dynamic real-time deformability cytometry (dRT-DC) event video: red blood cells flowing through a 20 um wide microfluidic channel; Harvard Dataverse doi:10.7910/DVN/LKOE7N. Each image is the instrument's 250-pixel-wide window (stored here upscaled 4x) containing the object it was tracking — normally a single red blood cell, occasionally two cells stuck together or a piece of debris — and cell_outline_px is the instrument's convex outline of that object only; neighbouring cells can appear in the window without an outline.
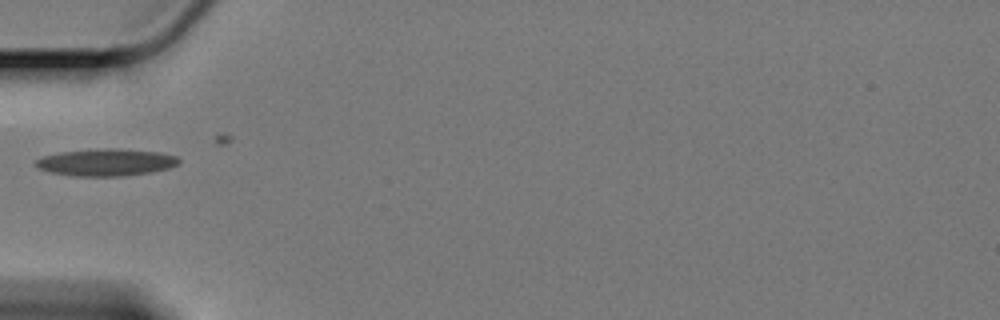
{"species": "Egyptian fruit bat (a non-hibernating species)", "species_latin": "Rousettus aegyptiacus", "temperature_condition": "cold", "stored_images_in_passage": 14, "camera_frame_rate_fps": 3000, "um_per_image_px": 0.085, "animal": {"sex": "female"}, "frame": {"image": 1, "passage_image": 1, "time_ms": 0.0, "image_size_px": [1000, 320], "cell_outline_px": [[180, 164], [168, 168], [152, 172], [124, 176], [76, 176], [52, 172], [36, 168], [32, 164], [36, 160], [44, 156], [60, 152], [96, 148], [116, 148], [160, 152], [176, 156], [180, 160]], "centroid_in_image_um": [9.02, 13.79], "position_along_channel_um": 76.0, "area_um2": 22.83}}
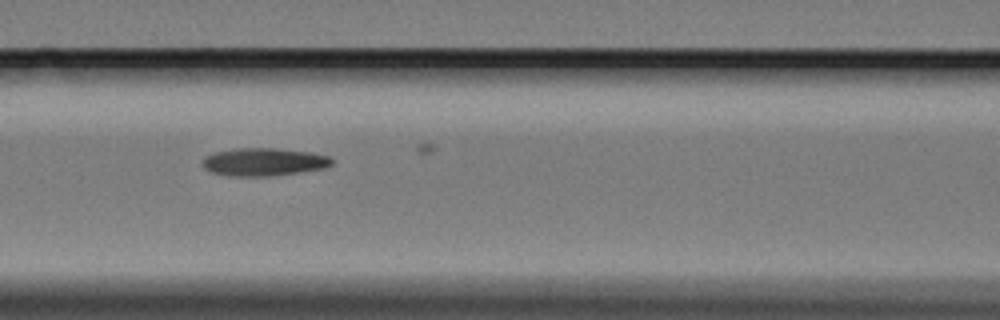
{"frame": {"image": 2, "passage_image": 7, "time_ms": 2.0, "image_size_px": [1000, 320], "cell_outline_px": [[332, 164], [324, 168], [300, 172], [268, 176], [232, 176], [212, 172], [204, 168], [204, 156], [216, 152], [236, 148], [276, 148], [308, 152], [328, 156], [332, 160]], "centroid_in_image_um": [22.42, 13.76], "position_along_channel_um": 144.2, "area_um2": 20.75}}
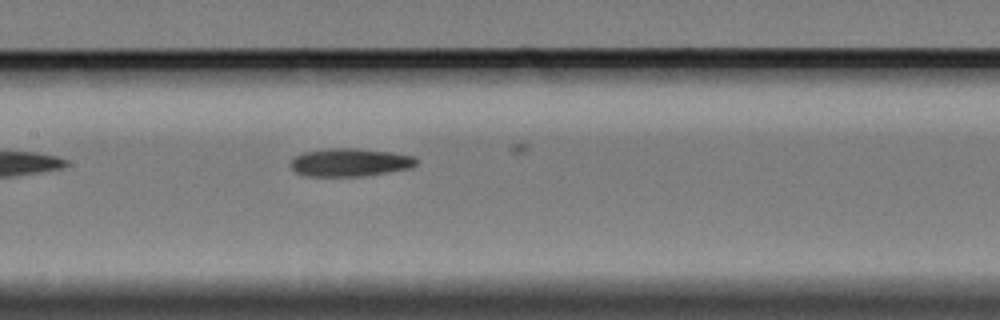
{"frame": {"image": 3, "passage_image": 10, "time_ms": 3.0, "image_size_px": [1000, 320], "cell_outline_px": [[420, 160], [412, 168], [364, 176], [308, 176], [296, 172], [288, 164], [296, 156], [304, 152], [332, 148], [356, 148], [392, 152], [416, 156]], "centroid_in_image_um": [29.8, 13.8], "position_along_channel_um": 177.6, "area_um2": 20.69}}